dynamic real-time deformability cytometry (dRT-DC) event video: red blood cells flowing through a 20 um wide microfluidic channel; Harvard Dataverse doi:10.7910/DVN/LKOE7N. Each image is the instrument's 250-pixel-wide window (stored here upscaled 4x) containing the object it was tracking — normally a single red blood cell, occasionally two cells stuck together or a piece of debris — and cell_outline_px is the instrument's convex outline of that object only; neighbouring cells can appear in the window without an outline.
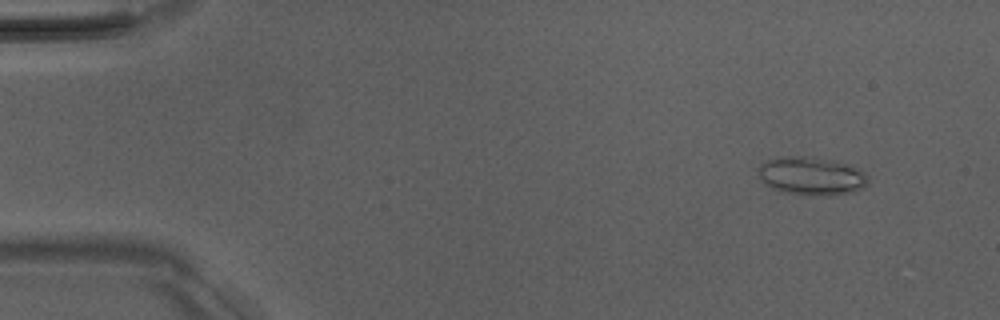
{"species": "Egyptian fruit bat (a non-hibernating species)", "species_latin": "Rousettus aegyptiacus", "temperature_condition": "room temperature", "stored_images_in_passage": 5, "camera_frame_rate_fps": 3000, "um_per_image_px": 0.085, "animal": {"sex": "male"}, "frame": {"image": 1, "passage_image": 1, "time_ms": 0.0, "image_size_px": [1000, 320], "cell_outline_px": [[868, 184], [864, 188], [852, 192], [832, 196], [784, 192], [764, 184], [760, 180], [760, 164], [768, 160], [780, 156], [808, 156], [836, 160], [852, 164], [864, 172], [868, 176]], "centroid_in_image_um": [69.04, 14.94], "position_along_channel_um": 16.0, "area_um2": 24.68}}